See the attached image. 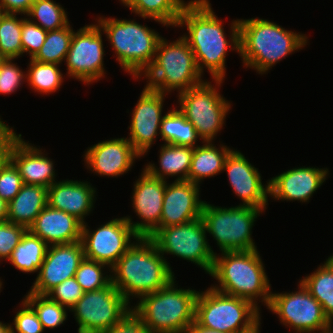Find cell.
<instances>
[{
  "instance_id": "53",
  "label": "cell",
  "mask_w": 333,
  "mask_h": 333,
  "mask_svg": "<svg viewBox=\"0 0 333 333\" xmlns=\"http://www.w3.org/2000/svg\"><path fill=\"white\" fill-rule=\"evenodd\" d=\"M4 14H5L4 10L0 7V21Z\"/></svg>"
},
{
  "instance_id": "10",
  "label": "cell",
  "mask_w": 333,
  "mask_h": 333,
  "mask_svg": "<svg viewBox=\"0 0 333 333\" xmlns=\"http://www.w3.org/2000/svg\"><path fill=\"white\" fill-rule=\"evenodd\" d=\"M211 82L203 81L178 94L179 111L192 123L202 142H212L222 129L231 104L220 95L218 89L221 79Z\"/></svg>"
},
{
  "instance_id": "50",
  "label": "cell",
  "mask_w": 333,
  "mask_h": 333,
  "mask_svg": "<svg viewBox=\"0 0 333 333\" xmlns=\"http://www.w3.org/2000/svg\"><path fill=\"white\" fill-rule=\"evenodd\" d=\"M11 324L0 322V333H12Z\"/></svg>"
},
{
  "instance_id": "28",
  "label": "cell",
  "mask_w": 333,
  "mask_h": 333,
  "mask_svg": "<svg viewBox=\"0 0 333 333\" xmlns=\"http://www.w3.org/2000/svg\"><path fill=\"white\" fill-rule=\"evenodd\" d=\"M203 143L201 146L194 147L188 173V181L198 185L202 179L221 173L225 160L232 151L231 148L224 145L217 148L212 142Z\"/></svg>"
},
{
  "instance_id": "2",
  "label": "cell",
  "mask_w": 333,
  "mask_h": 333,
  "mask_svg": "<svg viewBox=\"0 0 333 333\" xmlns=\"http://www.w3.org/2000/svg\"><path fill=\"white\" fill-rule=\"evenodd\" d=\"M113 273V274H112ZM112 284L130 303L167 286L174 273L150 238L139 237L111 268Z\"/></svg>"
},
{
  "instance_id": "17",
  "label": "cell",
  "mask_w": 333,
  "mask_h": 333,
  "mask_svg": "<svg viewBox=\"0 0 333 333\" xmlns=\"http://www.w3.org/2000/svg\"><path fill=\"white\" fill-rule=\"evenodd\" d=\"M166 181L152 177L143 169L134 184L132 205L141 222H133L130 216L125 219L139 237L149 238L158 228L163 206Z\"/></svg>"
},
{
  "instance_id": "32",
  "label": "cell",
  "mask_w": 333,
  "mask_h": 333,
  "mask_svg": "<svg viewBox=\"0 0 333 333\" xmlns=\"http://www.w3.org/2000/svg\"><path fill=\"white\" fill-rule=\"evenodd\" d=\"M160 135L164 144L196 147L198 133L191 122L176 108L168 111L162 118Z\"/></svg>"
},
{
  "instance_id": "42",
  "label": "cell",
  "mask_w": 333,
  "mask_h": 333,
  "mask_svg": "<svg viewBox=\"0 0 333 333\" xmlns=\"http://www.w3.org/2000/svg\"><path fill=\"white\" fill-rule=\"evenodd\" d=\"M13 321L12 333H42L44 331L37 313L25 299H23L21 309L16 312Z\"/></svg>"
},
{
  "instance_id": "38",
  "label": "cell",
  "mask_w": 333,
  "mask_h": 333,
  "mask_svg": "<svg viewBox=\"0 0 333 333\" xmlns=\"http://www.w3.org/2000/svg\"><path fill=\"white\" fill-rule=\"evenodd\" d=\"M106 266L100 262L83 259L74 277L84 292L102 289L112 282V276H105V272L103 273Z\"/></svg>"
},
{
  "instance_id": "41",
  "label": "cell",
  "mask_w": 333,
  "mask_h": 333,
  "mask_svg": "<svg viewBox=\"0 0 333 333\" xmlns=\"http://www.w3.org/2000/svg\"><path fill=\"white\" fill-rule=\"evenodd\" d=\"M27 230L25 226L20 224L9 221L0 222V261L1 259L9 260L13 250Z\"/></svg>"
},
{
  "instance_id": "9",
  "label": "cell",
  "mask_w": 333,
  "mask_h": 333,
  "mask_svg": "<svg viewBox=\"0 0 333 333\" xmlns=\"http://www.w3.org/2000/svg\"><path fill=\"white\" fill-rule=\"evenodd\" d=\"M264 210L251 206L219 207L205 201L201 218L221 252L257 250L252 227Z\"/></svg>"
},
{
  "instance_id": "33",
  "label": "cell",
  "mask_w": 333,
  "mask_h": 333,
  "mask_svg": "<svg viewBox=\"0 0 333 333\" xmlns=\"http://www.w3.org/2000/svg\"><path fill=\"white\" fill-rule=\"evenodd\" d=\"M58 64L40 63L30 58L26 81L28 86L40 94H51L63 83V74Z\"/></svg>"
},
{
  "instance_id": "26",
  "label": "cell",
  "mask_w": 333,
  "mask_h": 333,
  "mask_svg": "<svg viewBox=\"0 0 333 333\" xmlns=\"http://www.w3.org/2000/svg\"><path fill=\"white\" fill-rule=\"evenodd\" d=\"M48 188L41 185L23 184L19 193L8 203L7 221L27 229L47 206Z\"/></svg>"
},
{
  "instance_id": "48",
  "label": "cell",
  "mask_w": 333,
  "mask_h": 333,
  "mask_svg": "<svg viewBox=\"0 0 333 333\" xmlns=\"http://www.w3.org/2000/svg\"><path fill=\"white\" fill-rule=\"evenodd\" d=\"M185 333H225L221 331H217L214 329H209L206 327H202L196 321H194L185 331Z\"/></svg>"
},
{
  "instance_id": "24",
  "label": "cell",
  "mask_w": 333,
  "mask_h": 333,
  "mask_svg": "<svg viewBox=\"0 0 333 333\" xmlns=\"http://www.w3.org/2000/svg\"><path fill=\"white\" fill-rule=\"evenodd\" d=\"M95 192V188L86 181H56L48 187L47 205L76 217L84 224L85 217L94 208Z\"/></svg>"
},
{
  "instance_id": "51",
  "label": "cell",
  "mask_w": 333,
  "mask_h": 333,
  "mask_svg": "<svg viewBox=\"0 0 333 333\" xmlns=\"http://www.w3.org/2000/svg\"><path fill=\"white\" fill-rule=\"evenodd\" d=\"M7 60V58L0 52V67Z\"/></svg>"
},
{
  "instance_id": "3",
  "label": "cell",
  "mask_w": 333,
  "mask_h": 333,
  "mask_svg": "<svg viewBox=\"0 0 333 333\" xmlns=\"http://www.w3.org/2000/svg\"><path fill=\"white\" fill-rule=\"evenodd\" d=\"M304 34L294 33L266 19H239V55L245 67L264 74L287 55L308 42Z\"/></svg>"
},
{
  "instance_id": "34",
  "label": "cell",
  "mask_w": 333,
  "mask_h": 333,
  "mask_svg": "<svg viewBox=\"0 0 333 333\" xmlns=\"http://www.w3.org/2000/svg\"><path fill=\"white\" fill-rule=\"evenodd\" d=\"M73 34L70 23L61 29L48 31L44 44L32 59L40 63L60 65L65 61Z\"/></svg>"
},
{
  "instance_id": "14",
  "label": "cell",
  "mask_w": 333,
  "mask_h": 333,
  "mask_svg": "<svg viewBox=\"0 0 333 333\" xmlns=\"http://www.w3.org/2000/svg\"><path fill=\"white\" fill-rule=\"evenodd\" d=\"M86 224H83L81 236L85 258L106 264L110 272L119 258L133 245L131 239L139 238L125 216L112 219L93 231Z\"/></svg>"
},
{
  "instance_id": "15",
  "label": "cell",
  "mask_w": 333,
  "mask_h": 333,
  "mask_svg": "<svg viewBox=\"0 0 333 333\" xmlns=\"http://www.w3.org/2000/svg\"><path fill=\"white\" fill-rule=\"evenodd\" d=\"M99 25L90 24L75 31L66 55L67 74L90 84L104 77V47Z\"/></svg>"
},
{
  "instance_id": "29",
  "label": "cell",
  "mask_w": 333,
  "mask_h": 333,
  "mask_svg": "<svg viewBox=\"0 0 333 333\" xmlns=\"http://www.w3.org/2000/svg\"><path fill=\"white\" fill-rule=\"evenodd\" d=\"M121 3L142 18L169 27H176L182 9L187 4L184 0H123Z\"/></svg>"
},
{
  "instance_id": "40",
  "label": "cell",
  "mask_w": 333,
  "mask_h": 333,
  "mask_svg": "<svg viewBox=\"0 0 333 333\" xmlns=\"http://www.w3.org/2000/svg\"><path fill=\"white\" fill-rule=\"evenodd\" d=\"M47 32L28 18H22V52L32 59L44 44Z\"/></svg>"
},
{
  "instance_id": "44",
  "label": "cell",
  "mask_w": 333,
  "mask_h": 333,
  "mask_svg": "<svg viewBox=\"0 0 333 333\" xmlns=\"http://www.w3.org/2000/svg\"><path fill=\"white\" fill-rule=\"evenodd\" d=\"M13 60L7 58L0 67V94L14 93L26 80V72H23L17 64L12 62Z\"/></svg>"
},
{
  "instance_id": "31",
  "label": "cell",
  "mask_w": 333,
  "mask_h": 333,
  "mask_svg": "<svg viewBox=\"0 0 333 333\" xmlns=\"http://www.w3.org/2000/svg\"><path fill=\"white\" fill-rule=\"evenodd\" d=\"M48 247L46 242L27 230L8 261L22 273L37 272L43 263Z\"/></svg>"
},
{
  "instance_id": "23",
  "label": "cell",
  "mask_w": 333,
  "mask_h": 333,
  "mask_svg": "<svg viewBox=\"0 0 333 333\" xmlns=\"http://www.w3.org/2000/svg\"><path fill=\"white\" fill-rule=\"evenodd\" d=\"M21 136L19 134L11 144L8 159L17 168L24 184L50 187L56 182L52 159L46 157L40 148L25 142Z\"/></svg>"
},
{
  "instance_id": "6",
  "label": "cell",
  "mask_w": 333,
  "mask_h": 333,
  "mask_svg": "<svg viewBox=\"0 0 333 333\" xmlns=\"http://www.w3.org/2000/svg\"><path fill=\"white\" fill-rule=\"evenodd\" d=\"M96 20L115 51L120 66L133 78H141L155 59L162 38L160 34L131 19L98 16Z\"/></svg>"
},
{
  "instance_id": "55",
  "label": "cell",
  "mask_w": 333,
  "mask_h": 333,
  "mask_svg": "<svg viewBox=\"0 0 333 333\" xmlns=\"http://www.w3.org/2000/svg\"><path fill=\"white\" fill-rule=\"evenodd\" d=\"M2 285H3V284H2V282H1V280H0V291H1Z\"/></svg>"
},
{
  "instance_id": "39",
  "label": "cell",
  "mask_w": 333,
  "mask_h": 333,
  "mask_svg": "<svg viewBox=\"0 0 333 333\" xmlns=\"http://www.w3.org/2000/svg\"><path fill=\"white\" fill-rule=\"evenodd\" d=\"M23 180L14 164L7 159L0 165V198L9 203L21 190Z\"/></svg>"
},
{
  "instance_id": "7",
  "label": "cell",
  "mask_w": 333,
  "mask_h": 333,
  "mask_svg": "<svg viewBox=\"0 0 333 333\" xmlns=\"http://www.w3.org/2000/svg\"><path fill=\"white\" fill-rule=\"evenodd\" d=\"M143 75L148 79L145 86L165 94L175 90L179 94L204 81L193 51L183 36L170 43L162 37L155 59Z\"/></svg>"
},
{
  "instance_id": "25",
  "label": "cell",
  "mask_w": 333,
  "mask_h": 333,
  "mask_svg": "<svg viewBox=\"0 0 333 333\" xmlns=\"http://www.w3.org/2000/svg\"><path fill=\"white\" fill-rule=\"evenodd\" d=\"M82 227L76 217L47 205L28 230L50 246L81 241Z\"/></svg>"
},
{
  "instance_id": "37",
  "label": "cell",
  "mask_w": 333,
  "mask_h": 333,
  "mask_svg": "<svg viewBox=\"0 0 333 333\" xmlns=\"http://www.w3.org/2000/svg\"><path fill=\"white\" fill-rule=\"evenodd\" d=\"M22 18L5 13L0 21V52L6 58L17 59L22 52Z\"/></svg>"
},
{
  "instance_id": "36",
  "label": "cell",
  "mask_w": 333,
  "mask_h": 333,
  "mask_svg": "<svg viewBox=\"0 0 333 333\" xmlns=\"http://www.w3.org/2000/svg\"><path fill=\"white\" fill-rule=\"evenodd\" d=\"M24 299L33 307L45 328H57L67 319V308L52 300L48 295L28 292Z\"/></svg>"
},
{
  "instance_id": "8",
  "label": "cell",
  "mask_w": 333,
  "mask_h": 333,
  "mask_svg": "<svg viewBox=\"0 0 333 333\" xmlns=\"http://www.w3.org/2000/svg\"><path fill=\"white\" fill-rule=\"evenodd\" d=\"M260 308L251 301L223 294L212 287L198 292L195 321L202 327L225 333H251L261 322Z\"/></svg>"
},
{
  "instance_id": "27",
  "label": "cell",
  "mask_w": 333,
  "mask_h": 333,
  "mask_svg": "<svg viewBox=\"0 0 333 333\" xmlns=\"http://www.w3.org/2000/svg\"><path fill=\"white\" fill-rule=\"evenodd\" d=\"M194 148L173 144H163L159 154V168L148 163L144 168L152 177L166 181V176H178L176 181L188 180Z\"/></svg>"
},
{
  "instance_id": "52",
  "label": "cell",
  "mask_w": 333,
  "mask_h": 333,
  "mask_svg": "<svg viewBox=\"0 0 333 333\" xmlns=\"http://www.w3.org/2000/svg\"><path fill=\"white\" fill-rule=\"evenodd\" d=\"M333 326H331L329 329H327V330H324V331H321V332H319V333H333V328H332Z\"/></svg>"
},
{
  "instance_id": "30",
  "label": "cell",
  "mask_w": 333,
  "mask_h": 333,
  "mask_svg": "<svg viewBox=\"0 0 333 333\" xmlns=\"http://www.w3.org/2000/svg\"><path fill=\"white\" fill-rule=\"evenodd\" d=\"M300 281L321 304L324 315L333 324V254L315 272Z\"/></svg>"
},
{
  "instance_id": "20",
  "label": "cell",
  "mask_w": 333,
  "mask_h": 333,
  "mask_svg": "<svg viewBox=\"0 0 333 333\" xmlns=\"http://www.w3.org/2000/svg\"><path fill=\"white\" fill-rule=\"evenodd\" d=\"M142 157L127 138L101 141L85 153V165L100 176L118 177L131 170L135 159Z\"/></svg>"
},
{
  "instance_id": "12",
  "label": "cell",
  "mask_w": 333,
  "mask_h": 333,
  "mask_svg": "<svg viewBox=\"0 0 333 333\" xmlns=\"http://www.w3.org/2000/svg\"><path fill=\"white\" fill-rule=\"evenodd\" d=\"M131 310L130 303L111 282L102 289L84 292L69 311L74 312L78 333H101L118 324Z\"/></svg>"
},
{
  "instance_id": "35",
  "label": "cell",
  "mask_w": 333,
  "mask_h": 333,
  "mask_svg": "<svg viewBox=\"0 0 333 333\" xmlns=\"http://www.w3.org/2000/svg\"><path fill=\"white\" fill-rule=\"evenodd\" d=\"M66 13L65 9L56 3V1L35 0L26 15L30 21L39 25L42 29L53 31L69 24ZM34 20H37L39 23Z\"/></svg>"
},
{
  "instance_id": "13",
  "label": "cell",
  "mask_w": 333,
  "mask_h": 333,
  "mask_svg": "<svg viewBox=\"0 0 333 333\" xmlns=\"http://www.w3.org/2000/svg\"><path fill=\"white\" fill-rule=\"evenodd\" d=\"M299 291L291 293H271L269 306L278 315L281 323L292 327L296 333L324 331L333 324L324 315L321 304L299 281Z\"/></svg>"
},
{
  "instance_id": "18",
  "label": "cell",
  "mask_w": 333,
  "mask_h": 333,
  "mask_svg": "<svg viewBox=\"0 0 333 333\" xmlns=\"http://www.w3.org/2000/svg\"><path fill=\"white\" fill-rule=\"evenodd\" d=\"M164 96L165 93L144 86L132 112L131 124L128 127L130 135L127 139L142 157L154 144L158 133L160 134Z\"/></svg>"
},
{
  "instance_id": "16",
  "label": "cell",
  "mask_w": 333,
  "mask_h": 333,
  "mask_svg": "<svg viewBox=\"0 0 333 333\" xmlns=\"http://www.w3.org/2000/svg\"><path fill=\"white\" fill-rule=\"evenodd\" d=\"M84 258V247L81 241L50 245L29 292L47 295L63 281L74 277Z\"/></svg>"
},
{
  "instance_id": "19",
  "label": "cell",
  "mask_w": 333,
  "mask_h": 333,
  "mask_svg": "<svg viewBox=\"0 0 333 333\" xmlns=\"http://www.w3.org/2000/svg\"><path fill=\"white\" fill-rule=\"evenodd\" d=\"M223 171H226L235 195L242 200L239 205L267 209L269 181L267 185L262 184L260 172L241 152L232 150L229 153Z\"/></svg>"
},
{
  "instance_id": "54",
  "label": "cell",
  "mask_w": 333,
  "mask_h": 333,
  "mask_svg": "<svg viewBox=\"0 0 333 333\" xmlns=\"http://www.w3.org/2000/svg\"><path fill=\"white\" fill-rule=\"evenodd\" d=\"M260 326L256 329V330H254L253 332H251V333H260Z\"/></svg>"
},
{
  "instance_id": "4",
  "label": "cell",
  "mask_w": 333,
  "mask_h": 333,
  "mask_svg": "<svg viewBox=\"0 0 333 333\" xmlns=\"http://www.w3.org/2000/svg\"><path fill=\"white\" fill-rule=\"evenodd\" d=\"M209 275L219 282V286H211L214 290L249 300L258 308L256 300L261 298L269 306L271 284L258 250L226 251L220 256L215 253Z\"/></svg>"
},
{
  "instance_id": "47",
  "label": "cell",
  "mask_w": 333,
  "mask_h": 333,
  "mask_svg": "<svg viewBox=\"0 0 333 333\" xmlns=\"http://www.w3.org/2000/svg\"><path fill=\"white\" fill-rule=\"evenodd\" d=\"M34 1L35 0H0V7L5 13L26 15Z\"/></svg>"
},
{
  "instance_id": "22",
  "label": "cell",
  "mask_w": 333,
  "mask_h": 333,
  "mask_svg": "<svg viewBox=\"0 0 333 333\" xmlns=\"http://www.w3.org/2000/svg\"><path fill=\"white\" fill-rule=\"evenodd\" d=\"M327 168L298 167L269 180V196L276 200L308 202L325 182Z\"/></svg>"
},
{
  "instance_id": "45",
  "label": "cell",
  "mask_w": 333,
  "mask_h": 333,
  "mask_svg": "<svg viewBox=\"0 0 333 333\" xmlns=\"http://www.w3.org/2000/svg\"><path fill=\"white\" fill-rule=\"evenodd\" d=\"M101 333H151V331L131 310L118 324Z\"/></svg>"
},
{
  "instance_id": "21",
  "label": "cell",
  "mask_w": 333,
  "mask_h": 333,
  "mask_svg": "<svg viewBox=\"0 0 333 333\" xmlns=\"http://www.w3.org/2000/svg\"><path fill=\"white\" fill-rule=\"evenodd\" d=\"M199 186L188 180L170 184L166 181L160 228L186 224L201 217L205 201L199 199Z\"/></svg>"
},
{
  "instance_id": "43",
  "label": "cell",
  "mask_w": 333,
  "mask_h": 333,
  "mask_svg": "<svg viewBox=\"0 0 333 333\" xmlns=\"http://www.w3.org/2000/svg\"><path fill=\"white\" fill-rule=\"evenodd\" d=\"M83 294L84 291L77 283L76 278L72 277L57 285L47 295L70 310L83 297Z\"/></svg>"
},
{
  "instance_id": "46",
  "label": "cell",
  "mask_w": 333,
  "mask_h": 333,
  "mask_svg": "<svg viewBox=\"0 0 333 333\" xmlns=\"http://www.w3.org/2000/svg\"><path fill=\"white\" fill-rule=\"evenodd\" d=\"M8 125L0 118V165L8 159V152L13 141L18 137Z\"/></svg>"
},
{
  "instance_id": "49",
  "label": "cell",
  "mask_w": 333,
  "mask_h": 333,
  "mask_svg": "<svg viewBox=\"0 0 333 333\" xmlns=\"http://www.w3.org/2000/svg\"><path fill=\"white\" fill-rule=\"evenodd\" d=\"M8 203L0 198V222L7 221Z\"/></svg>"
},
{
  "instance_id": "1",
  "label": "cell",
  "mask_w": 333,
  "mask_h": 333,
  "mask_svg": "<svg viewBox=\"0 0 333 333\" xmlns=\"http://www.w3.org/2000/svg\"><path fill=\"white\" fill-rule=\"evenodd\" d=\"M222 24L209 0H191L183 7L176 27H187L188 35L183 37L193 51L201 74L205 67L212 79L224 80L228 47L239 53V19L231 23V42L227 41Z\"/></svg>"
},
{
  "instance_id": "11",
  "label": "cell",
  "mask_w": 333,
  "mask_h": 333,
  "mask_svg": "<svg viewBox=\"0 0 333 333\" xmlns=\"http://www.w3.org/2000/svg\"><path fill=\"white\" fill-rule=\"evenodd\" d=\"M202 218L186 224L158 228L149 238L157 249L164 254L176 255L191 261L210 274L214 264L215 252L206 237Z\"/></svg>"
},
{
  "instance_id": "5",
  "label": "cell",
  "mask_w": 333,
  "mask_h": 333,
  "mask_svg": "<svg viewBox=\"0 0 333 333\" xmlns=\"http://www.w3.org/2000/svg\"><path fill=\"white\" fill-rule=\"evenodd\" d=\"M174 280L162 289L142 296L132 307L151 333H185L195 321L198 291L178 289Z\"/></svg>"
}]
</instances>
